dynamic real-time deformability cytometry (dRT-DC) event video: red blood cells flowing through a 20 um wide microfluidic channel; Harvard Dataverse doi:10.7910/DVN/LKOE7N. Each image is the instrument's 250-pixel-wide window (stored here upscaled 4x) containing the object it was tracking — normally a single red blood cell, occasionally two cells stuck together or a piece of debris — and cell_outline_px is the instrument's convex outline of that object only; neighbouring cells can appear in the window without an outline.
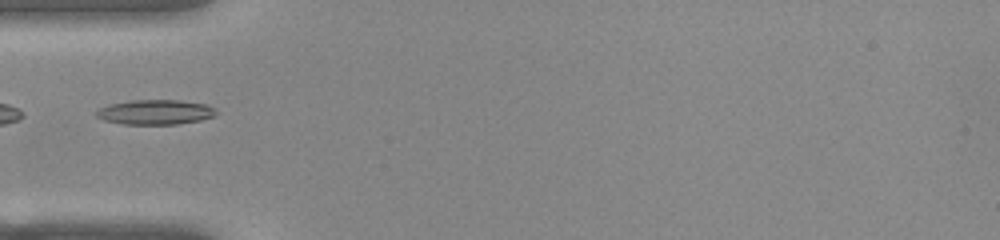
{"species": "common noctule bat (a hibernating species)", "species_latin": "Nyctalus noctula", "temperature_condition": "warm", "stored_images_in_passage": 37, "camera_frame_rate_fps": 3000, "um_per_image_px": 0.085, "animal": {"sex": "female", "body_mass_g": 22.0, "forearm_length_mm": 56.7}, "frame": {"image": 1, "passage_image": 1, "time_ms": 0.0, "image_size_px": [1000, 240], "cell_outline_px": [[216, 112], [212, 116], [200, 120], [176, 124], [124, 124], [104, 120], [96, 116], [92, 112], [96, 108], [108, 104], [132, 100], [180, 100], [208, 104], [216, 108]], "centroid_in_image_um": [13.14, 9.52], "position_along_channel_um": 71.9, "area_um2": 17.51}}